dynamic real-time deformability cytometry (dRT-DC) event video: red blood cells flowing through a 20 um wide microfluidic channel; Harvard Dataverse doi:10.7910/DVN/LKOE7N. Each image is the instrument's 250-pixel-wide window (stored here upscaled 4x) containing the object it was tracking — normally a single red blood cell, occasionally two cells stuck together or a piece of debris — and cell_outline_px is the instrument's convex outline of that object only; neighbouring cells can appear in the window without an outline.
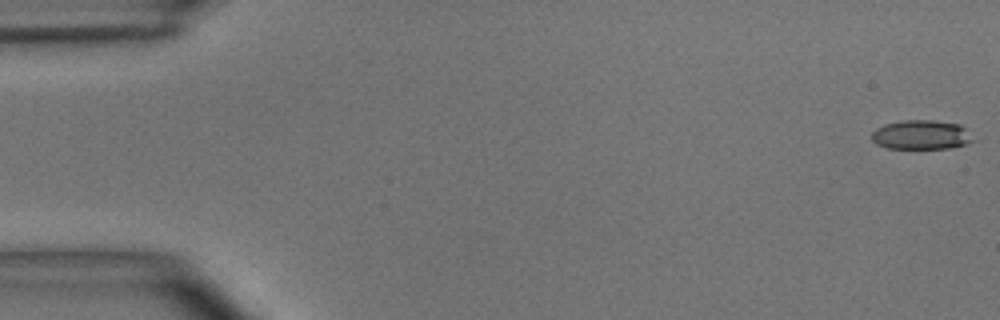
{"species": "common noctule bat (a hibernating species)", "species_latin": "Nyctalus noctula", "temperature_condition": "room temperature", "stored_images_in_passage": 55, "camera_frame_rate_fps": 3000, "um_per_image_px": 0.085, "animal": {"sex": "male", "body_mass_g": 15.6}, "frame": {"image": 1, "passage_image": 1, "time_ms": 0.0, "image_size_px": [1000, 320], "cell_outline_px": [[976, 140], [968, 144], [952, 148], [888, 148], [876, 144], [872, 140], [872, 132], [876, 128], [884, 124], [904, 120], [932, 120], [960, 124], [968, 128]], "centroid_in_image_um": [78.38, 11.45], "position_along_channel_um": 6.6, "area_um2": 17.63}}
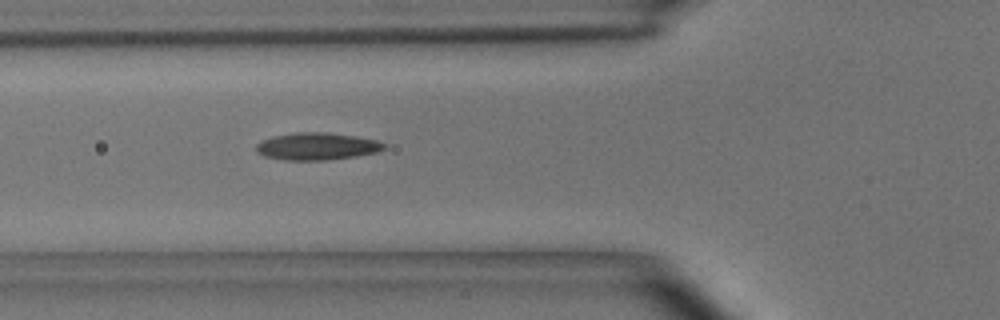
{"frame": {"image": 2, "passage_image": 20, "time_ms": 6.333, "image_size_px": [1000, 320], "cell_outline_px": [[388, 148], [376, 152], [356, 156], [328, 160], [284, 160], [264, 156], [256, 152], [256, 144], [260, 140], [272, 136], [296, 132], [324, 132], [356, 136], [376, 140], [388, 144]], "centroid_in_image_um": [26.94, 12.43], "position_along_channel_um": 98.9, "area_um2": 20.58}}
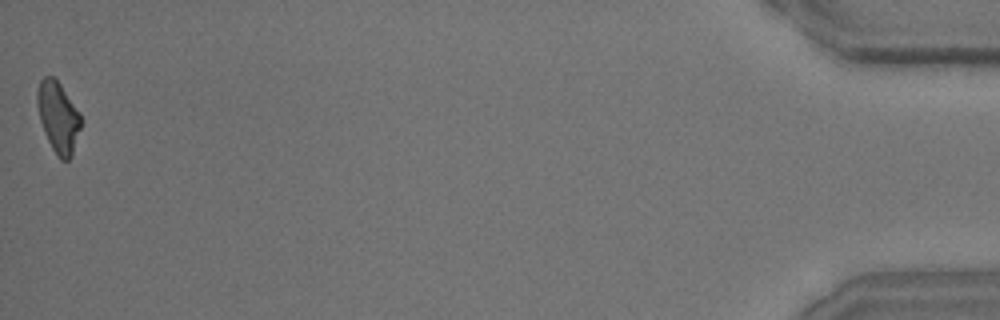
{"frame": {"image": 3, "passage_image": 55, "time_ms": 18.0, "image_size_px": [1000, 320], "cell_outline_px": [[84, 120], [72, 156], [68, 160], [60, 160], [56, 156], [44, 132], [40, 120], [36, 104], [36, 92], [40, 80], [44, 76], [52, 76], [60, 84], [80, 112]], "centroid_in_image_um": [4.96, 9.97], "position_along_channel_um": 430.2, "area_um2": 18.44}, "authors_computed_cell_mechanics": {"area_um2": 18.8428, "velocity_mm_per_s": 3.6431, "shape_relaxation_time_tau1_ms": 6.025, "shape_relaxation_time_tau2_ms": 3.2296, "deformation_change_tau1": 0.1806, "deformation_change_tau2": 0.1219}}